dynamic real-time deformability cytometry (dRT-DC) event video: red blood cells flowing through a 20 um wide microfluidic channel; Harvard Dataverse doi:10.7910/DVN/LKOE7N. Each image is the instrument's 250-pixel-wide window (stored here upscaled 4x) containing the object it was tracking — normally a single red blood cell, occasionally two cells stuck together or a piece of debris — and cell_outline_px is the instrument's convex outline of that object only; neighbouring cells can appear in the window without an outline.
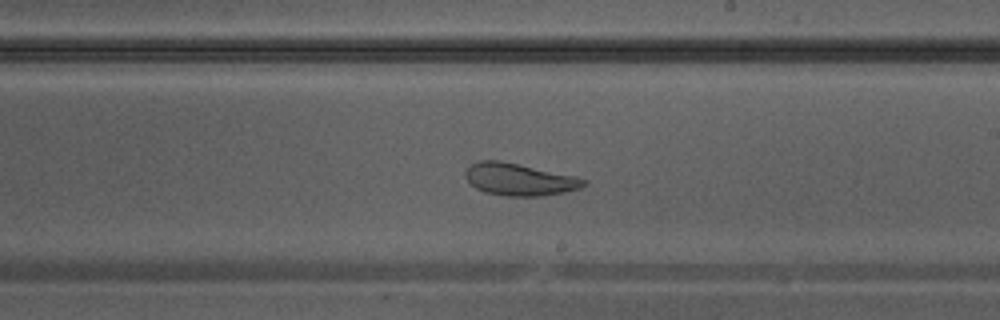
{"species": "Egyptian fruit bat (a non-hibernating species)", "species_latin": "Rousettus aegyptiacus", "temperature_condition": "warm", "stored_images_in_passage": 40, "camera_frame_rate_fps": 3000, "um_per_image_px": 0.085, "animal": {"sex": "male"}, "frame": {"image": 1, "passage_image": 23, "time_ms": 7.333, "image_size_px": [1000, 320], "cell_outline_px": [[588, 184], [580, 188], [564, 192], [540, 196], [504, 196], [484, 192], [476, 188], [464, 176], [464, 172], [472, 164], [480, 160], [500, 160], [576, 176], [588, 180]], "centroid_in_image_um": [44.16, 15.25], "position_along_channel_um": 244.8, "area_um2": 22.25}}